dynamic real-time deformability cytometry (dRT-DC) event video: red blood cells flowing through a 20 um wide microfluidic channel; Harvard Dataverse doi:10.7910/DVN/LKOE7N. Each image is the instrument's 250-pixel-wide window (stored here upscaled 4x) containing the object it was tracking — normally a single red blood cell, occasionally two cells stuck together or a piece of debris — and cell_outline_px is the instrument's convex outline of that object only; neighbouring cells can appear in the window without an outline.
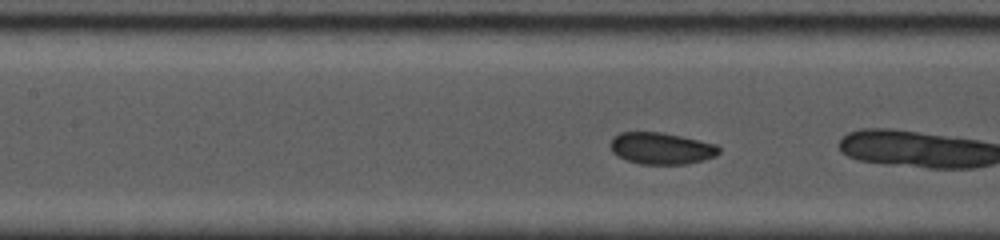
{"species": "common noctule bat (a hibernating species)", "species_latin": "Nyctalus noctula", "temperature_condition": "cold", "stored_images_in_passage": 9, "camera_frame_rate_fps": 5000, "um_per_image_px": 0.085, "animal": {"sex": "female", "body_mass_g": 19.0, "forearm_length_mm": 53.3}, "frame": {"image": 1, "passage_image": 8, "time_ms": 2.2, "image_size_px": [1000, 240], "cell_outline_px": [[720, 152], [716, 156], [704, 160], [688, 164], [640, 164], [616, 156], [612, 152], [608, 144], [612, 136], [620, 132], [660, 132], [680, 136], [716, 144], [720, 148]], "centroid_in_image_um": [56.17, 12.61], "position_along_channel_um": 151.2, "area_um2": 20.29}}